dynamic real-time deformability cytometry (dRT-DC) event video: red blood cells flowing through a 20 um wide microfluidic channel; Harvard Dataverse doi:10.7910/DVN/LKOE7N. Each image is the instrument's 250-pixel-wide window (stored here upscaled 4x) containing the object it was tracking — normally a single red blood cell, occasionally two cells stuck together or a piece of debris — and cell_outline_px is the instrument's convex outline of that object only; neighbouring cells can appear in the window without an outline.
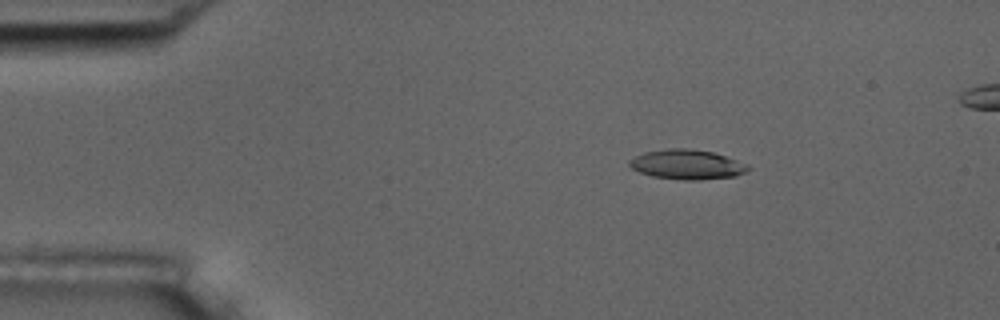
{"species": "common noctule bat (a hibernating species)", "species_latin": "Nyctalus noctula", "temperature_condition": "room temperature", "stored_images_in_passage": 4, "camera_frame_rate_fps": 3000, "um_per_image_px": 0.085, "animal": {"sex": "male", "body_mass_g": 17.5, "forearm_length_mm": 52.3}, "frame": {"image": 1, "passage_image": 1, "time_ms": 0.0, "image_size_px": [1000, 320], "cell_outline_px": [[752, 168], [748, 172], [736, 176], [700, 180], [684, 180], [652, 176], [640, 172], [632, 168], [628, 164], [628, 160], [644, 152], [668, 148], [688, 148], [712, 152], [748, 164]], "centroid_in_image_um": [58.42, 13.98], "position_along_channel_um": 26.6, "area_um2": 20.63}}